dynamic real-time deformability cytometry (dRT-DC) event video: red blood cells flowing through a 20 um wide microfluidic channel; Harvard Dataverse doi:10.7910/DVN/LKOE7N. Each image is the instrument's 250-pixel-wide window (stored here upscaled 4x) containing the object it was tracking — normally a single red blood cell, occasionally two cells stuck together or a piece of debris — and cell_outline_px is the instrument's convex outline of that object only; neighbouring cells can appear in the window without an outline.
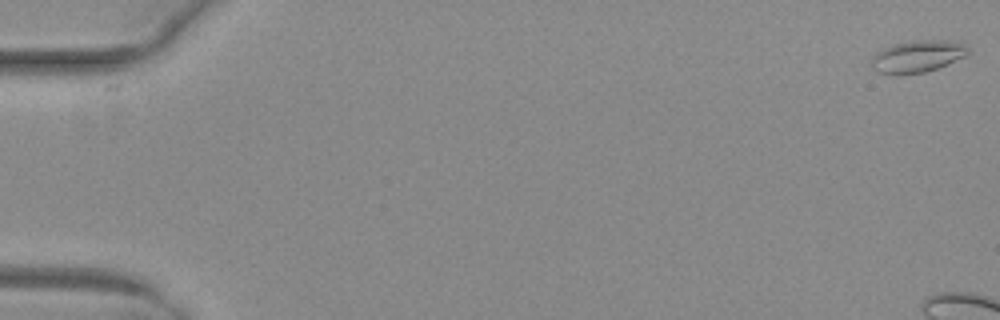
{"species": "common noctule bat (a hibernating species)", "species_latin": "Nyctalus noctula", "temperature_condition": "warm", "stored_images_in_passage": 8, "camera_frame_rate_fps": 3000, "um_per_image_px": 0.085, "animal": {"sex": "female", "body_mass_g": 29.2, "forearm_length_mm": 56.3}, "frame": {"image": 1, "passage_image": 1, "time_ms": 0.0, "image_size_px": [1000, 320], "cell_outline_px": [[968, 52], [964, 56], [948, 64], [924, 72], [896, 76], [880, 72], [872, 68], [872, 56], [876, 52], [892, 44], [912, 40], [948, 40], [964, 44], [968, 48]], "centroid_in_image_um": [77.95, 4.79], "position_along_channel_um": 7.1, "area_um2": 18.09}}